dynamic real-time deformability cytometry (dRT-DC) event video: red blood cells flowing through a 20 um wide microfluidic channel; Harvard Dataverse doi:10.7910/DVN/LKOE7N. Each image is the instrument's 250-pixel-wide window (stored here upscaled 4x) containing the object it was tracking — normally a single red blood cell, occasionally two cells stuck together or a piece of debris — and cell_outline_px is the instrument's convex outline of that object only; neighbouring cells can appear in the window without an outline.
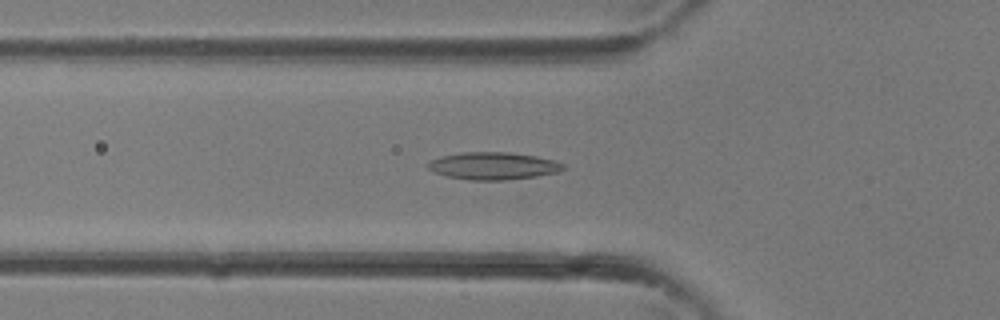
{"species": "common noctule bat (a hibernating species)", "species_latin": "Nyctalus noctula", "temperature_condition": "room temperature", "stored_images_in_passage": 26, "camera_frame_rate_fps": 3000, "um_per_image_px": 0.085, "animal": {"sex": "female"}, "frame": {"image": 1, "passage_image": 3, "time_ms": 0.667, "image_size_px": [1000, 320], "cell_outline_px": [[564, 168], [556, 172], [536, 176], [504, 180], [468, 180], [448, 176], [432, 172], [424, 164], [428, 160], [440, 156], [460, 152], [508, 152], [536, 156], [552, 160], [564, 164]], "centroid_in_image_um": [41.82, 14.09], "position_along_channel_um": 84.0, "area_um2": 21.68}}
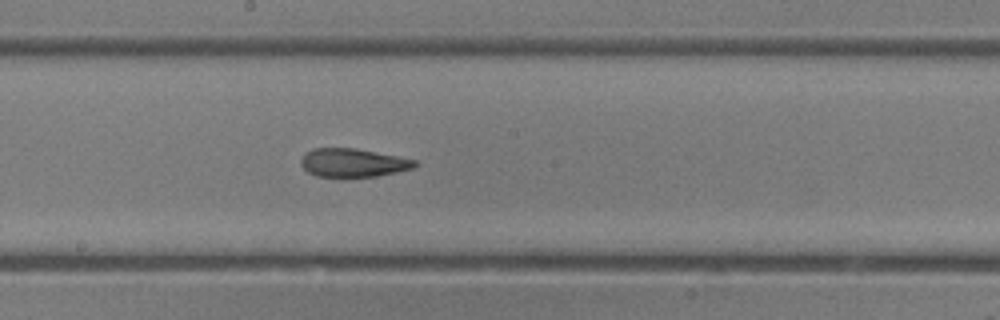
{"frame": {"image": 2, "passage_image": 10, "time_ms": 3.0, "image_size_px": [1000, 320], "cell_outline_px": [[420, 164], [416, 168], [376, 176], [344, 180], [316, 176], [308, 172], [300, 164], [300, 160], [304, 152], [312, 148], [356, 148], [416, 160]], "centroid_in_image_um": [29.98, 13.87], "position_along_channel_um": 218.2, "area_um2": 19.77}}
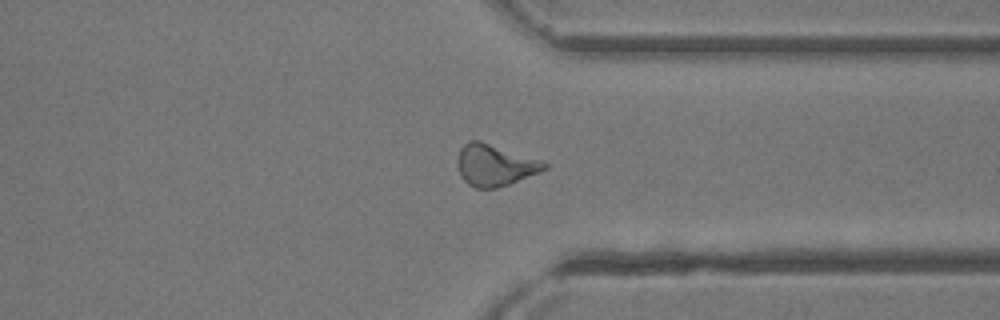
{"frame": {"image": 3, "passage_image": 18, "time_ms": 5.667, "image_size_px": [1000, 320], "cell_outline_px": [[548, 168], [540, 172], [508, 184], [496, 188], [476, 188], [468, 184], [460, 176], [456, 164], [456, 160], [460, 148], [468, 140], [480, 140], [544, 160], [548, 164]], "centroid_in_image_um": [42.06, 14.01], "position_along_channel_um": 369.3, "area_um2": 21.39}}